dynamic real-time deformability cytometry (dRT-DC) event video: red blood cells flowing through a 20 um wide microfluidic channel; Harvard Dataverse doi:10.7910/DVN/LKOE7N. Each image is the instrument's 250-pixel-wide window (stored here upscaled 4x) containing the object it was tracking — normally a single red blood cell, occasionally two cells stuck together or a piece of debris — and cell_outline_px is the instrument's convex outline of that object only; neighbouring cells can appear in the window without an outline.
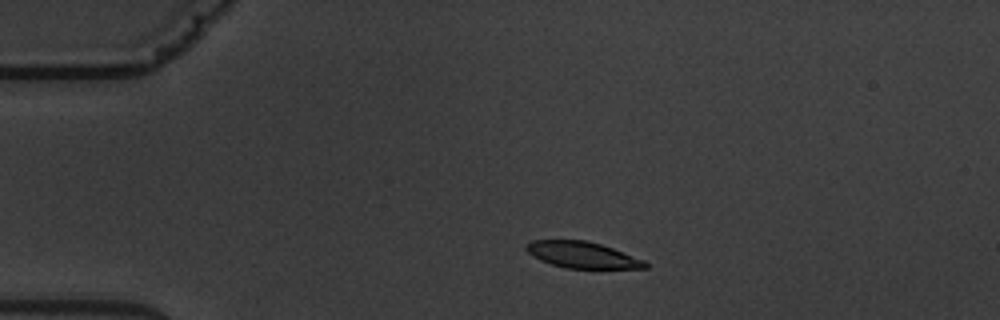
{"species": "common noctule bat (a hibernating species)", "species_latin": "Nyctalus noctula", "temperature_condition": "warm", "stored_images_in_passage": 4, "camera_frame_rate_fps": 3000, "um_per_image_px": 0.085, "animal": {"sex": "male", "body_mass_g": 19.5, "forearm_length_mm": 54.6}, "frame": {"image": 1, "passage_image": 2, "time_ms": 1.333, "image_size_px": [1000, 320], "cell_outline_px": [[648, 268], [564, 268], [540, 260], [528, 252], [524, 248], [524, 244], [532, 240], [588, 240], [612, 248], [644, 260], [648, 264]], "centroid_in_image_um": [49.46, 21.66], "position_along_channel_um": 35.5, "area_um2": 18.15}}